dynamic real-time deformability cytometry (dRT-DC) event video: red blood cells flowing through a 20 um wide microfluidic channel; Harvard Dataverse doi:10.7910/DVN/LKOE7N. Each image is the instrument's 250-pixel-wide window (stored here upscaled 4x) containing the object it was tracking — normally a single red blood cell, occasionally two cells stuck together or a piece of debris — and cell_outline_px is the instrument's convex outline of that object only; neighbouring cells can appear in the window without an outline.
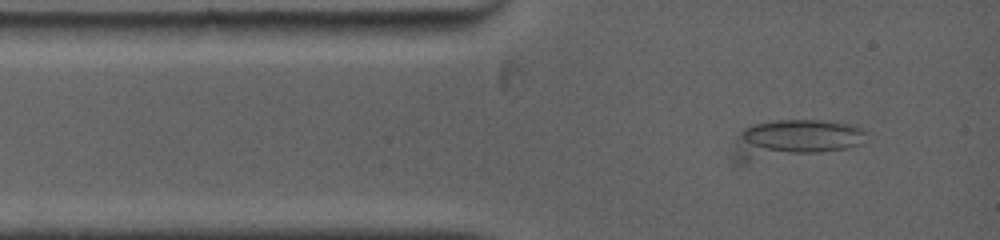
{"species": "common noctule bat (a hibernating species)", "species_latin": "Nyctalus noctula", "temperature_condition": "warm", "stored_images_in_passage": 3, "camera_frame_rate_fps": 5000, "um_per_image_px": 0.085, "animal": {"sex": "female", "body_mass_g": 19.0, "forearm_length_mm": 53.3}, "frame": {"image": 1, "passage_image": 3, "time_ms": 1.6, "image_size_px": [1000, 240], "cell_outline_px": [[864, 132], [860, 144], [844, 148], [820, 152], [744, 164], [736, 164], [732, 160], [732, 152], [740, 132], [744, 128], [752, 124], [776, 120], [820, 120], [852, 124], [864, 128]], "centroid_in_image_um": [67.39, 11.85], "position_along_channel_um": 17.6, "area_um2": 30.11}}